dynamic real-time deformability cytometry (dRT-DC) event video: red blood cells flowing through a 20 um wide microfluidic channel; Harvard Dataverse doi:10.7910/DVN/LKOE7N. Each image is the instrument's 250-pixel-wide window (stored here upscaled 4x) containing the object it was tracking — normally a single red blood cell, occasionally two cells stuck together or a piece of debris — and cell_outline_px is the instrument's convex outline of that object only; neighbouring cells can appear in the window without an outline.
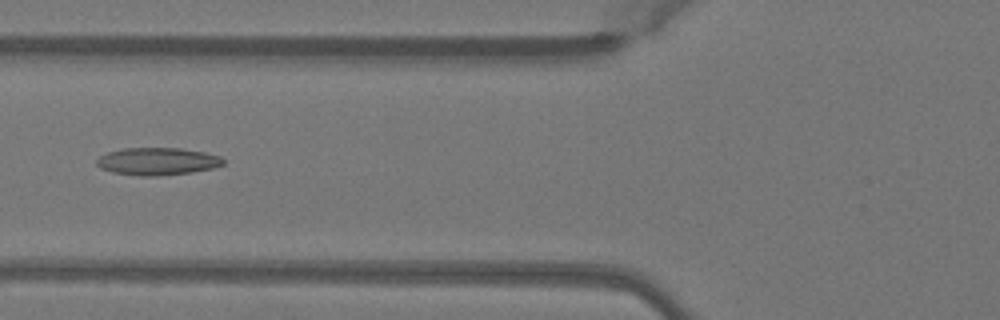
{"species": "Egyptian fruit bat (a non-hibernating species)", "species_latin": "Rousettus aegyptiacus", "temperature_condition": "warm", "stored_images_in_passage": 49, "camera_frame_rate_fps": 3000, "um_per_image_px": 0.085, "animal": {"sex": "female"}, "frame": {"image": 1, "passage_image": 19, "time_ms": 6.0, "image_size_px": [1000, 320], "cell_outline_px": [[224, 164], [212, 168], [192, 172], [156, 176], [140, 176], [112, 172], [100, 168], [96, 164], [96, 160], [104, 152], [124, 148], [180, 148], [204, 152], [220, 156], [224, 160]], "centroid_in_image_um": [13.34, 13.71], "position_along_channel_um": 112.5, "area_um2": 20.35}}
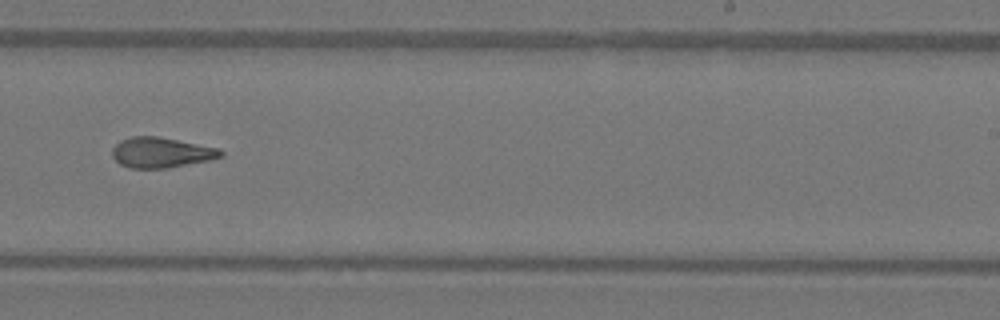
{"frame": {"image": 2, "passage_image": 31, "time_ms": 10.0, "image_size_px": [1000, 320], "cell_outline_px": [[224, 156], [208, 160], [168, 168], [128, 168], [120, 164], [112, 156], [112, 148], [120, 140], [132, 136], [160, 136], [220, 148], [224, 152]], "centroid_in_image_um": [13.71, 12.95], "position_along_channel_um": 275.3, "area_um2": 19.36}}
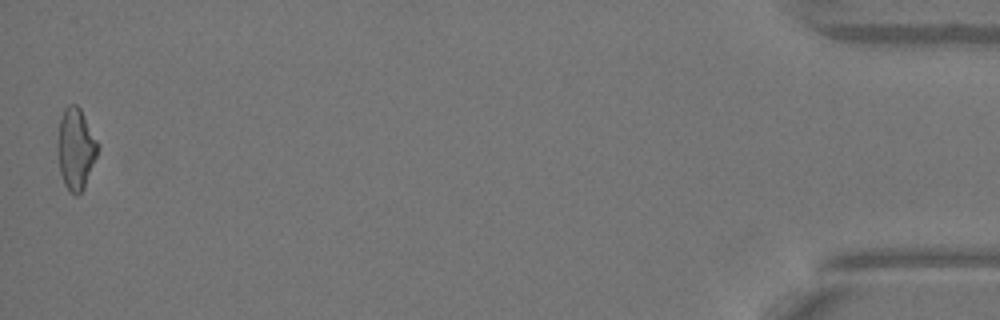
{"frame": {"image": 3, "passage_image": 49, "time_ms": 16.0, "image_size_px": [1000, 320], "cell_outline_px": [[96, 156], [84, 188], [76, 196], [64, 184], [60, 172], [56, 148], [56, 144], [60, 116], [64, 108], [68, 104], [76, 104], [80, 108], [96, 140]], "centroid_in_image_um": [6.38, 12.62], "position_along_channel_um": 428.8, "area_um2": 18.79}, "authors_computed_cell_mechanics": {"area_um2": 19.363, "velocity_mm_per_s": 4.0805, "shape_relaxation_time_tau1_ms": null, "shape_relaxation_time_tau2_ms": 1.6787, "deformation_change_tau1": null, "deformation_change_tau2": 0.0926}}